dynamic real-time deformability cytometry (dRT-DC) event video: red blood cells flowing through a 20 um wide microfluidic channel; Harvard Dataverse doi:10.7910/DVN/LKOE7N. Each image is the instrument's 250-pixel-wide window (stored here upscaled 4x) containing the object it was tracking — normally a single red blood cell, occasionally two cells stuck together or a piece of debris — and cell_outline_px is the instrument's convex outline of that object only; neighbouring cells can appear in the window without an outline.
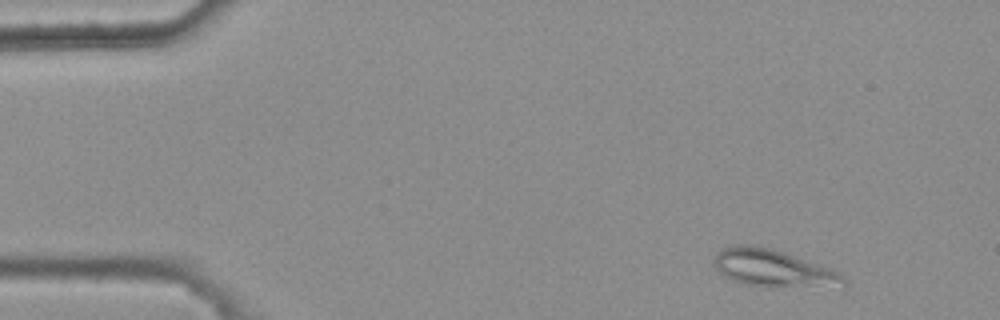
{"species": "common noctule bat (a hibernating species)", "species_latin": "Nyctalus noctula", "temperature_condition": "warm", "stored_images_in_passage": 4, "camera_frame_rate_fps": 3000, "um_per_image_px": 0.085, "animal": {"sex": "female", "body_mass_g": 25.1}, "frame": {"image": 1, "passage_image": 1, "time_ms": 0.0, "image_size_px": [1000, 320], "cell_outline_px": [[848, 280], [844, 288], [764, 288], [744, 284], [732, 280], [720, 272], [716, 268], [712, 260], [716, 252], [720, 248], [732, 244], [756, 244], [772, 248], [832, 268], [840, 272]], "centroid_in_image_um": [65.8, 22.83], "position_along_channel_um": 19.2, "area_um2": 29.71}}